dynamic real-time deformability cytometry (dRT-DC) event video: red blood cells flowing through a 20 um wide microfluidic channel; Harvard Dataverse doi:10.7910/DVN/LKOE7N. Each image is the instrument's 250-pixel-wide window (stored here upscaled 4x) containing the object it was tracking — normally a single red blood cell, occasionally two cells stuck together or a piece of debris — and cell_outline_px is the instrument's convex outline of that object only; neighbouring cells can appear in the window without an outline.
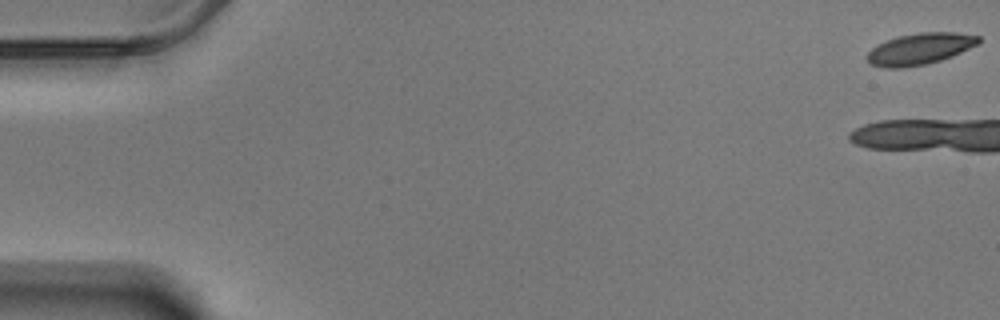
{"species": "Egyptian fruit bat (a non-hibernating species)", "species_latin": "Rousettus aegyptiacus", "temperature_condition": "warm", "stored_images_in_passage": 12, "camera_frame_rate_fps": 3000, "um_per_image_px": 0.085, "animal": {"sex": "male"}, "frame": {"image": 1, "passage_image": 1, "time_ms": 0.0, "image_size_px": [1000, 320], "cell_outline_px": [[980, 44], [952, 56], [928, 64], [904, 68], [884, 68], [872, 64], [868, 60], [868, 52], [872, 48], [896, 36], [920, 32], [956, 32], [980, 36]], "centroid_in_image_um": [78.24, 4.15], "position_along_channel_um": 6.8, "area_um2": 20.46}}